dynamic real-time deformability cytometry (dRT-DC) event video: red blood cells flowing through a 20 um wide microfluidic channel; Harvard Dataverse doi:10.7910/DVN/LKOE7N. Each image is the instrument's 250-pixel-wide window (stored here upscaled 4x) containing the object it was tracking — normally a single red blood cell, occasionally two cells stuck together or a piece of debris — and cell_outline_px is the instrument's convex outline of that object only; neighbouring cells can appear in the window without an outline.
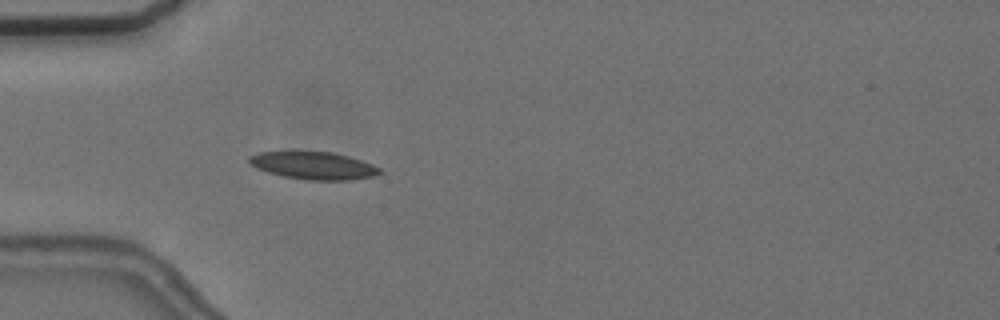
{"species": "common noctule bat (a hibernating species)", "species_latin": "Nyctalus noctula", "temperature_condition": "cold", "stored_images_in_passage": 56, "camera_frame_rate_fps": 3000, "um_per_image_px": 0.085, "animal": {"sex": "female", "body_mass_g": 24.6, "forearm_length_mm": 56.2}, "frame": {"image": 1, "passage_image": 17, "time_ms": 5.333, "image_size_px": [1000, 320], "cell_outline_px": [[384, 172], [376, 176], [348, 180], [308, 180], [284, 176], [268, 172], [256, 168], [248, 164], [248, 156], [260, 152], [332, 152], [348, 156], [372, 164], [380, 168]], "centroid_in_image_um": [26.66, 14.08], "position_along_channel_um": 58.3, "area_um2": 20.92}}
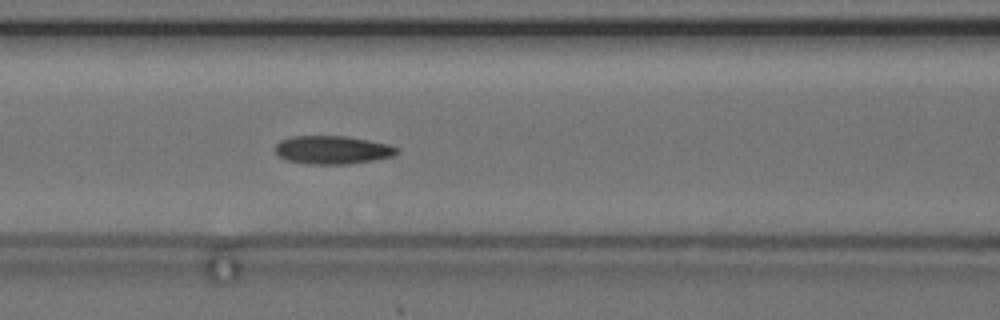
{"frame": {"image": 2, "passage_image": 24, "time_ms": 7.667, "image_size_px": [1000, 320], "cell_outline_px": [[400, 152], [392, 156], [372, 160], [348, 164], [308, 164], [288, 160], [280, 156], [276, 152], [276, 144], [280, 140], [292, 136], [344, 136], [368, 140], [388, 144], [400, 148]], "centroid_in_image_um": [28.28, 12.74], "position_along_channel_um": 138.3, "area_um2": 19.94}}
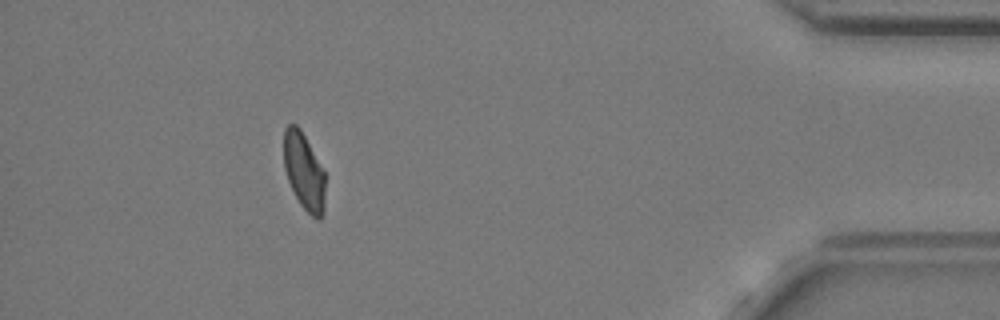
{"frame": {"image": 3, "passage_image": 51, "time_ms": 16.667, "image_size_px": [1000, 320], "cell_outline_px": [[324, 212], [320, 220], [316, 220], [300, 204], [288, 180], [284, 168], [284, 128], [288, 124], [296, 124], [300, 128], [324, 172]], "centroid_in_image_um": [25.83, 14.58], "position_along_channel_um": 409.4, "area_um2": 18.32}, "authors_computed_cell_mechanics": {"area_um2": 19.941, "velocity_mm_per_s": 3.618, "shape_relaxation_time_tau1_ms": null, "shape_relaxation_time_tau2_ms": 3.4696, "deformation_change_tau1": null, "deformation_change_tau2": 0.0838}}